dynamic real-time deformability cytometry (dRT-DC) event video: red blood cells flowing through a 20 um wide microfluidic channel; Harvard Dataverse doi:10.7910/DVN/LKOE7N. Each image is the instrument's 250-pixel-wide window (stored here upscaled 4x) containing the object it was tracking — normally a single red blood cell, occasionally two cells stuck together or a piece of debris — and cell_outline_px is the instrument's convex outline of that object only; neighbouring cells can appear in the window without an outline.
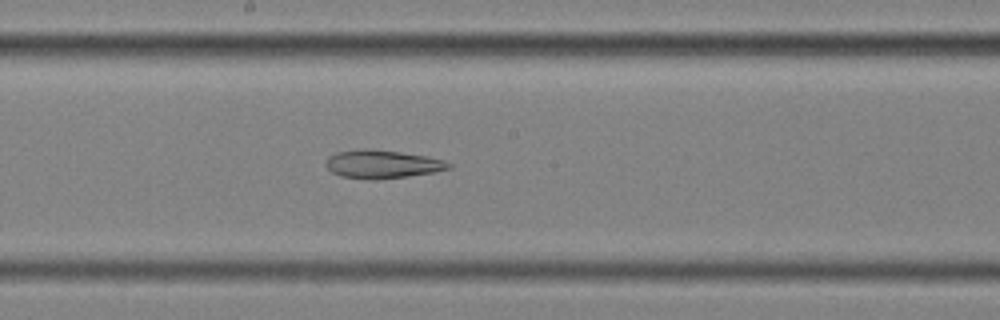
{"species": "common noctule bat (a hibernating species)", "species_latin": "Nyctalus noctula", "temperature_condition": "cold", "stored_images_in_passage": 57, "camera_frame_rate_fps": 3000, "um_per_image_px": 0.085, "animal": {"sex": "female", "body_mass_g": 25.1}, "frame": {"image": 1, "passage_image": 31, "time_ms": 10.0, "image_size_px": [1000, 320], "cell_outline_px": [[452, 168], [432, 172], [408, 176], [376, 180], [368, 180], [340, 176], [332, 172], [324, 164], [328, 156], [336, 152], [364, 148], [368, 148], [400, 152], [428, 156], [444, 160], [452, 164]], "centroid_in_image_um": [32.47, 13.95], "position_along_channel_um": 215.7, "area_um2": 20.46}}
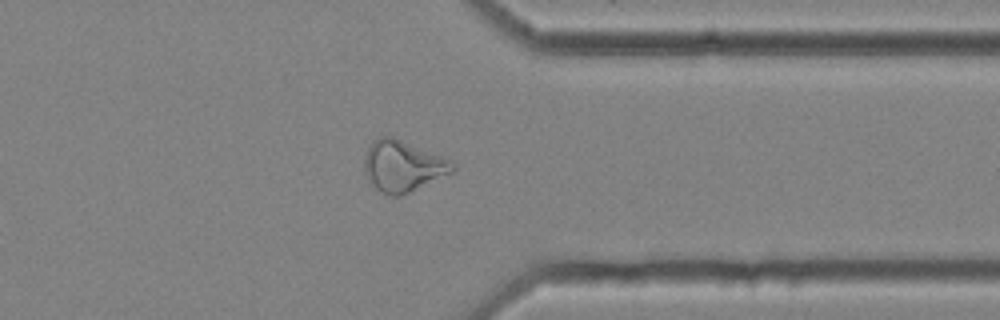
{"frame": {"image": 2, "passage_image": 45, "time_ms": 14.667, "image_size_px": [1000, 320], "cell_outline_px": [[456, 168], [452, 172], [408, 192], [396, 196], [388, 196], [376, 188], [368, 180], [364, 172], [364, 156], [372, 140], [380, 136], [392, 136], [452, 160], [456, 164]], "centroid_in_image_um": [34.21, 14.09], "position_along_channel_um": 377.2, "area_um2": 26.13}}
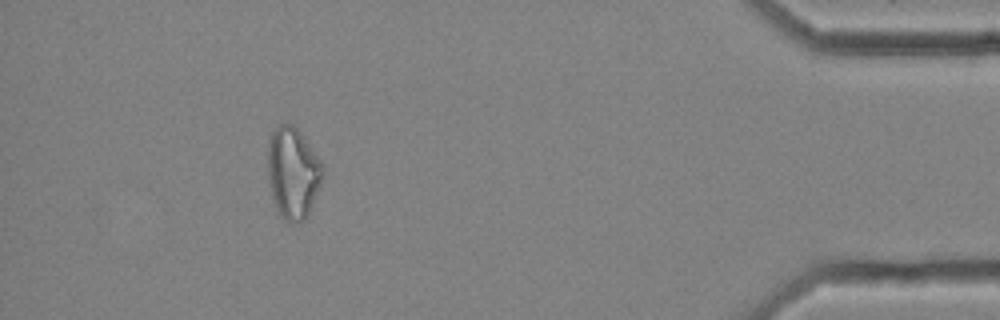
{"frame": {"image": 3, "passage_image": 52, "time_ms": 17.0, "image_size_px": [1000, 320], "cell_outline_px": [[324, 176], [312, 204], [304, 220], [292, 224], [284, 220], [280, 216], [276, 208], [272, 196], [268, 180], [268, 144], [272, 132], [280, 124], [288, 120], [300, 132], [320, 160], [324, 168]], "centroid_in_image_um": [24.89, 14.69], "position_along_channel_um": 410.3, "area_um2": 29.3}}